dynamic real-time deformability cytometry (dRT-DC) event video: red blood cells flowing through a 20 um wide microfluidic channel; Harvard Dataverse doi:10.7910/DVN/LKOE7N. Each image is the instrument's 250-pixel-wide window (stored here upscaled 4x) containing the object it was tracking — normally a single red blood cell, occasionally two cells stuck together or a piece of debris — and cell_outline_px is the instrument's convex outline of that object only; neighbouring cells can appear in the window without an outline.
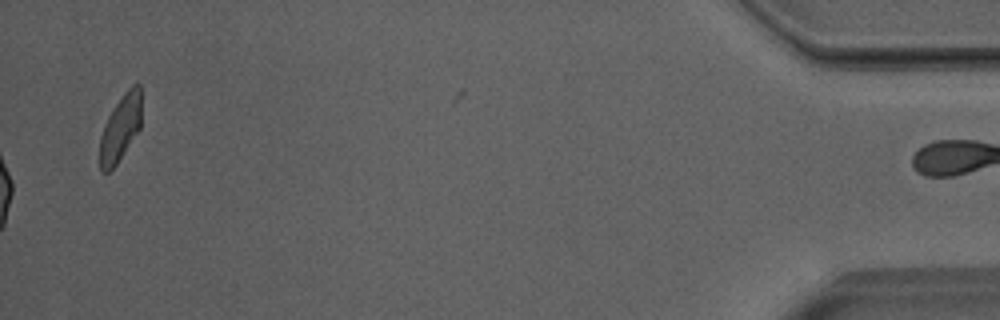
{"species": "Egyptian fruit bat (a non-hibernating species)", "species_latin": "Rousettus aegyptiacus", "temperature_condition": "room temperature", "stored_images_in_passage": 53, "camera_frame_rate_fps": 3000, "um_per_image_px": 0.085, "animal": {"sex": "male"}, "frame": {"image": 1, "passage_image": 53, "time_ms": 17.333, "image_size_px": [1000, 320], "cell_outline_px": [[140, 128], [116, 164], [108, 172], [100, 172], [100, 136], [104, 124], [108, 116], [124, 92], [132, 84], [140, 84]], "centroid_in_image_um": [10.22, 10.88], "position_along_channel_um": 425.0, "area_um2": 15.78}, "authors_computed_cell_mechanics": {"area_um2": 19.5364, "velocity_mm_per_s": 4.0068, "shape_relaxation_time_tau1_ms": null, "shape_relaxation_time_tau2_ms": 1.4778, "deformation_change_tau1": null, "deformation_change_tau2": 0.0657}}